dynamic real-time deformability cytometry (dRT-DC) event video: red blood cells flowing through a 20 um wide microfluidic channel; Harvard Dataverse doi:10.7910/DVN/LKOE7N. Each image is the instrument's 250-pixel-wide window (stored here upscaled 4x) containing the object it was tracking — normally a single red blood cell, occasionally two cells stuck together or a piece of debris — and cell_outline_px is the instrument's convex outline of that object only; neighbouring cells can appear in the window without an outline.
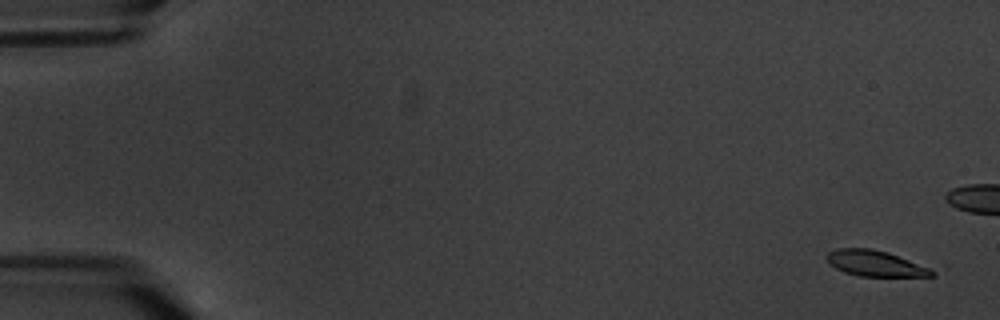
{"species": "common noctule bat (a hibernating species)", "species_latin": "Nyctalus noctula", "temperature_condition": "warm", "stored_images_in_passage": 6, "camera_frame_rate_fps": 3000, "um_per_image_px": 0.085, "animal": {"sex": "male", "body_mass_g": 20.1, "forearm_length_mm": 53.5}, "frame": {"image": 1, "passage_image": 1, "time_ms": 0.0, "image_size_px": [1000, 320], "cell_outline_px": [[948, 268], [936, 276], [860, 276], [844, 272], [836, 268], [824, 256], [828, 252], [836, 248], [872, 248], [948, 264]], "centroid_in_image_um": [74.98, 22.38], "position_along_channel_um": 10.0, "area_um2": 18.26}}